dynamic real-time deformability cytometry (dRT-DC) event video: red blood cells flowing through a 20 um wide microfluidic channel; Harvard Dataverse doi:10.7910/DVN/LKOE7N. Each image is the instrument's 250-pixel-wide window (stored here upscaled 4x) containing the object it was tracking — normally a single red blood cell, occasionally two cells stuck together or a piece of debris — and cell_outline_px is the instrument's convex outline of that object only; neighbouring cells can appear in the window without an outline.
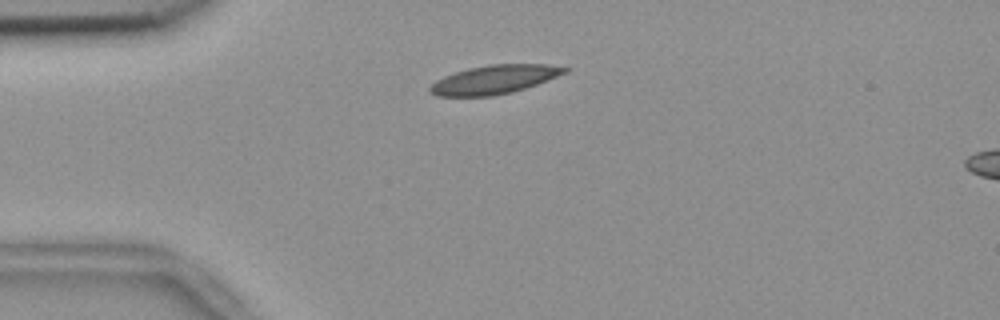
{"species": "common noctule bat (a hibernating species)", "species_latin": "Nyctalus noctula", "temperature_condition": "room temperature", "stored_images_in_passage": 50, "camera_frame_rate_fps": 3000, "um_per_image_px": 0.085, "animal": {"sex": "female", "body_mass_g": 18.4}, "frame": {"image": 1, "passage_image": 9, "time_ms": 2.667, "image_size_px": [1000, 320], "cell_outline_px": [[572, 68], [568, 72], [536, 84], [512, 92], [492, 96], [436, 96], [428, 92], [428, 88], [436, 80], [444, 76], [468, 68], [488, 64], [548, 64]], "centroid_in_image_um": [42.01, 6.75], "position_along_channel_um": 43.0, "area_um2": 22.6}}
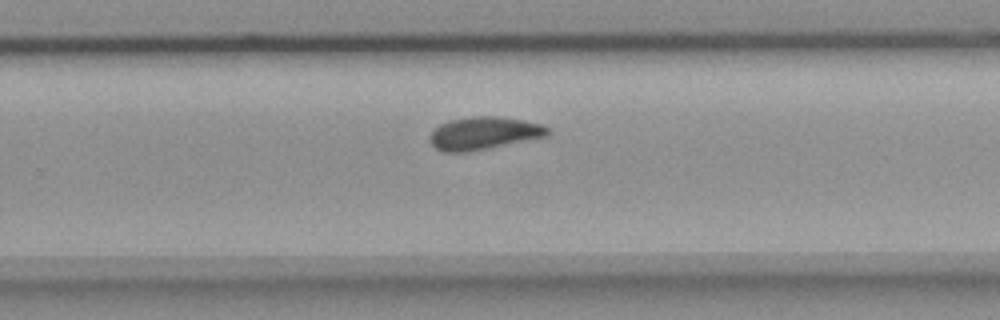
{"frame": {"image": 2, "passage_image": 31, "time_ms": 10.0, "image_size_px": [1000, 320], "cell_outline_px": [[552, 132], [548, 136], [468, 152], [444, 152], [436, 148], [428, 140], [428, 136], [440, 124], [448, 120], [472, 116], [496, 116], [524, 120], [544, 124]], "centroid_in_image_um": [41.14, 11.32], "position_along_channel_um": 288.7, "area_um2": 22.66}}
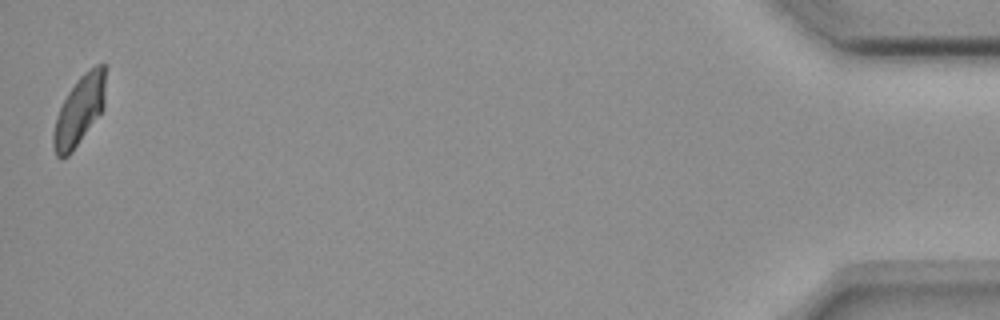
{"frame": {"image": 3, "passage_image": 50, "time_ms": 16.333, "image_size_px": [1000, 320], "cell_outline_px": [[108, 64], [104, 108], [72, 152], [68, 156], [56, 156], [52, 144], [52, 136], [56, 116], [68, 92], [80, 76], [84, 72], [96, 64]], "centroid_in_image_um": [6.79, 9.32], "position_along_channel_um": 428.4, "area_um2": 21.33}, "authors_computed_cell_mechanics": {"area_um2": 22.0796, "velocity_mm_per_s": 3.664, "shape_relaxation_time_tau1_ms": 5.8942, "shape_relaxation_time_tau2_ms": 2.5351, "deformation_change_tau1": 0.1606, "deformation_change_tau2": 0.066}}